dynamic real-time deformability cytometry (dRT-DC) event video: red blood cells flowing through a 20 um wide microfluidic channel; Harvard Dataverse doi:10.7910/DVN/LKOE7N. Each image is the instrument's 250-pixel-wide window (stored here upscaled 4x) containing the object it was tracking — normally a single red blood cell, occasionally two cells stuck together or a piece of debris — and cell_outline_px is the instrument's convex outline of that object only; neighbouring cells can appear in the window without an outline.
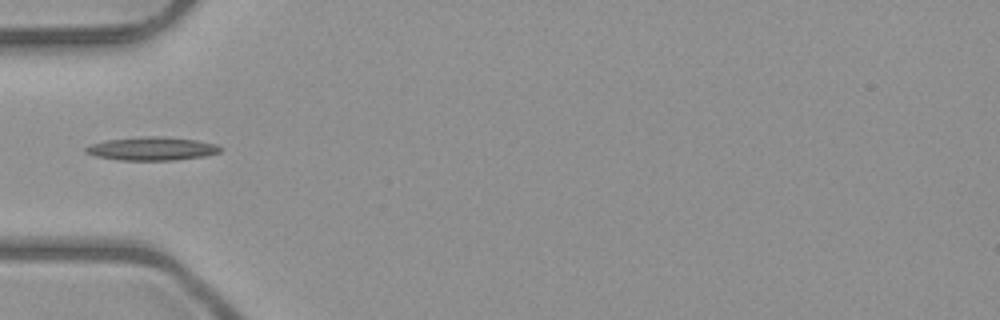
{"species": "common noctule bat (a hibernating species)", "species_latin": "Nyctalus noctula", "temperature_condition": "room temperature", "stored_images_in_passage": 6, "camera_frame_rate_fps": 3000, "um_per_image_px": 0.085, "animal": {"sex": "male", "body_mass_g": 23.1, "forearm_length_mm": 52.7}, "frame": {"image": 1, "passage_image": 6, "time_ms": 5.667, "image_size_px": [1000, 320], "cell_outline_px": [[224, 148], [220, 152], [208, 156], [172, 160], [120, 160], [96, 156], [84, 152], [84, 148], [92, 144], [108, 140], [140, 136], [164, 136], [196, 140], [216, 144]], "centroid_in_image_um": [12.96, 12.63], "position_along_channel_um": 72.0, "area_um2": 18.44}}